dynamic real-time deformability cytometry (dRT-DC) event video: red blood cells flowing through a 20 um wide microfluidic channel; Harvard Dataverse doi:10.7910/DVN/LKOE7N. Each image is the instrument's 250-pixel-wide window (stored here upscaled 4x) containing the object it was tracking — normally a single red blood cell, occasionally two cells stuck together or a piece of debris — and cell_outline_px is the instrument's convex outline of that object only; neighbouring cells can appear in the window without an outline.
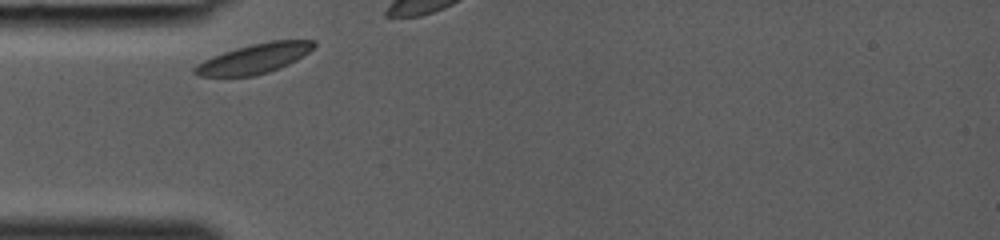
{"species": "common noctule bat (a hibernating species)", "species_latin": "Nyctalus noctula", "temperature_condition": "room temperature", "stored_images_in_passage": 22, "camera_frame_rate_fps": 3000, "um_per_image_px": 0.085, "animal": {"sex": "female", "body_mass_g": 19.0, "forearm_length_mm": 53.3}, "frame": {"image": 1, "passage_image": 1, "time_ms": 0.0, "image_size_px": [1000, 240], "cell_outline_px": [[316, 44], [308, 52], [296, 60], [280, 68], [268, 72], [252, 76], [200, 76], [192, 72], [192, 68], [196, 64], [204, 60], [224, 52], [252, 44], [272, 40], [316, 40]], "centroid_in_image_um": [21.61, 4.98], "position_along_channel_um": 63.4, "area_um2": 20.4}}